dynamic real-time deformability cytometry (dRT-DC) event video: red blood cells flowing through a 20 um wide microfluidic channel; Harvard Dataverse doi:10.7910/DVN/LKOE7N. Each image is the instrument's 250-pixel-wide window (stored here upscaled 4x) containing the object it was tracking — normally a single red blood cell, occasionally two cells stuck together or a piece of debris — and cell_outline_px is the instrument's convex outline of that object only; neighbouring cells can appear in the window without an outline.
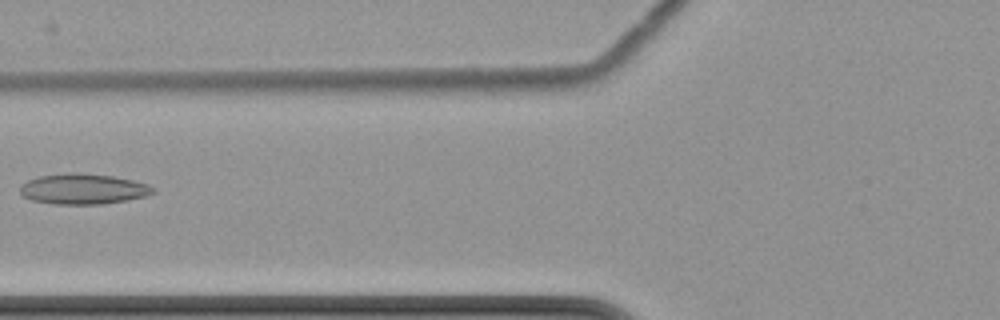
{"species": "common noctule bat (a hibernating species)", "species_latin": "Nyctalus noctula", "temperature_condition": "cold", "stored_images_in_passage": 9, "camera_frame_rate_fps": 3000, "um_per_image_px": 0.085, "animal": {"sex": "female", "body_mass_g": 22.7, "forearm_length_mm": 54.2}, "frame": {"image": 1, "passage_image": 7, "time_ms": 8.333, "image_size_px": [1000, 320], "cell_outline_px": [[156, 192], [148, 196], [128, 200], [104, 204], [52, 204], [32, 200], [24, 196], [20, 192], [20, 184], [28, 180], [40, 176], [76, 172], [112, 176], [132, 180], [148, 184], [156, 188]], "centroid_in_image_um": [7.11, 16.07], "position_along_channel_um": 118.7, "area_um2": 23.76}}
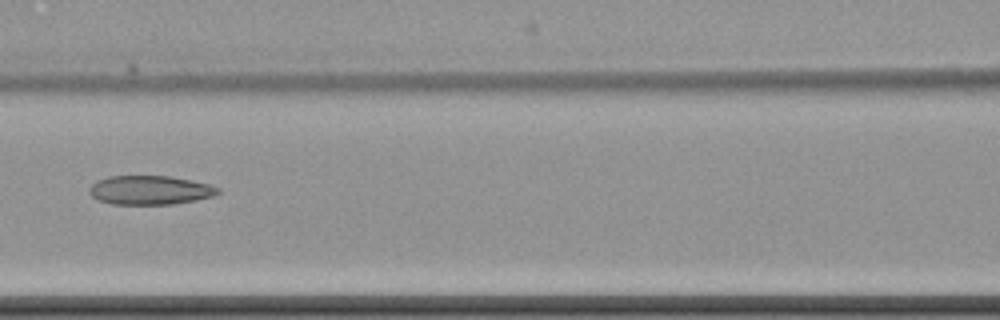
{"frame": {"image": 2, "passage_image": 8, "time_ms": 9.333, "image_size_px": [1000, 320], "cell_outline_px": [[220, 192], [212, 196], [196, 200], [176, 204], [112, 204], [96, 200], [88, 192], [88, 188], [96, 180], [108, 176], [168, 176], [192, 180], [208, 184], [220, 188]], "centroid_in_image_um": [12.71, 16.16], "position_along_channel_um": 153.9, "area_um2": 21.91}}
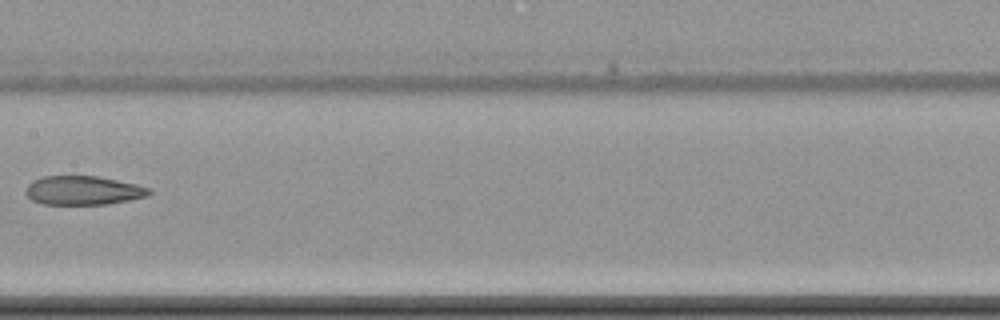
{"frame": {"image": 3, "passage_image": 9, "time_ms": 10.667, "image_size_px": [1000, 320], "cell_outline_px": [[152, 192], [148, 196], [108, 204], [40, 204], [32, 200], [24, 192], [24, 188], [32, 180], [44, 176], [96, 176], [136, 184], [152, 188]], "centroid_in_image_um": [7.05, 16.18], "position_along_channel_um": 200.4, "area_um2": 20.92}}